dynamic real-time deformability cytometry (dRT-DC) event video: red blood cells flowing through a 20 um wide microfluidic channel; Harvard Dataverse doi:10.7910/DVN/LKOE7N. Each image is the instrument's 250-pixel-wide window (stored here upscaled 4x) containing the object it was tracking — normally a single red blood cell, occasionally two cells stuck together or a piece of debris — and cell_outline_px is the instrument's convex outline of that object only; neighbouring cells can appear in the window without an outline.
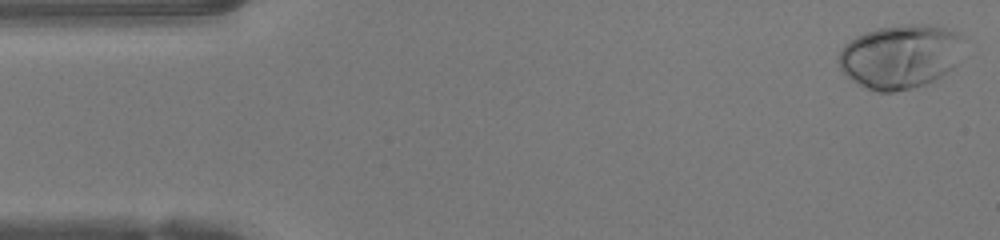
{"species": "human", "species_latin": "Homo sapiens", "temperature_condition": "warm", "stored_images_in_passage": 47, "camera_frame_rate_fps": 3000, "um_per_image_px": 0.085, "donor": {"sex": "female"}, "frame": {"image": 1, "passage_image": 1, "time_ms": 0.0, "image_size_px": [1000, 240], "cell_outline_px": [[964, 36], [960, 60], [952, 68], [940, 76], [924, 84], [912, 88], [892, 92], [880, 92], [868, 88], [852, 80], [840, 68], [836, 60], [844, 44], [848, 40], [856, 36], [880, 28], [904, 24], [920, 24], [948, 28], [960, 32]], "centroid_in_image_um": [76.55, 4.78], "position_along_channel_um": 8.5, "area_um2": 46.7}}
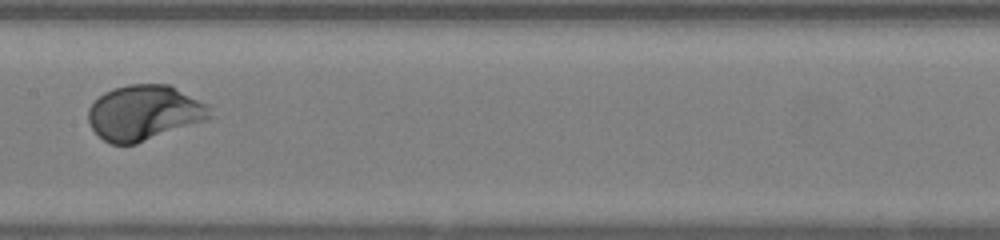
{"frame": {"image": 2, "passage_image": 23, "time_ms": 7.333, "image_size_px": [1000, 240], "cell_outline_px": [[212, 116], [204, 120], [136, 144], [112, 144], [104, 140], [92, 128], [88, 120], [88, 108], [104, 92], [112, 88], [128, 84], [168, 84], [208, 104], [212, 108]], "centroid_in_image_um": [12.25, 9.57], "position_along_channel_um": 195.2, "area_um2": 38.84}}
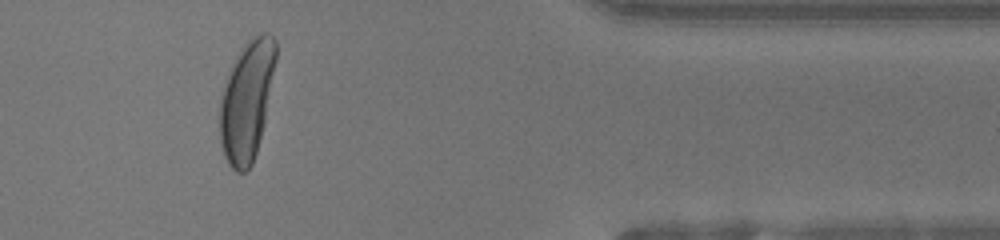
{"frame": {"image": 3, "passage_image": 39, "time_ms": 12.667, "image_size_px": [1000, 240], "cell_outline_px": [[276, 60], [264, 124], [256, 152], [252, 164], [244, 172], [236, 172], [228, 164], [224, 156], [220, 140], [220, 100], [224, 80], [232, 64], [244, 44], [248, 40], [260, 32], [264, 32], [272, 36], [276, 40]], "centroid_in_image_um": [20.97, 8.54], "position_along_channel_um": 390.4, "area_um2": 39.02}, "authors_computed_cell_mechanics": {"area_um2": 39.304, "velocity_mm_per_s": 4.2143, "shape_relaxation_time_tau1_ms": 2.1708, "shape_relaxation_time_tau2_ms": null, "deformation_change_tau1": 0.1819, "deformation_change_tau2": null}}